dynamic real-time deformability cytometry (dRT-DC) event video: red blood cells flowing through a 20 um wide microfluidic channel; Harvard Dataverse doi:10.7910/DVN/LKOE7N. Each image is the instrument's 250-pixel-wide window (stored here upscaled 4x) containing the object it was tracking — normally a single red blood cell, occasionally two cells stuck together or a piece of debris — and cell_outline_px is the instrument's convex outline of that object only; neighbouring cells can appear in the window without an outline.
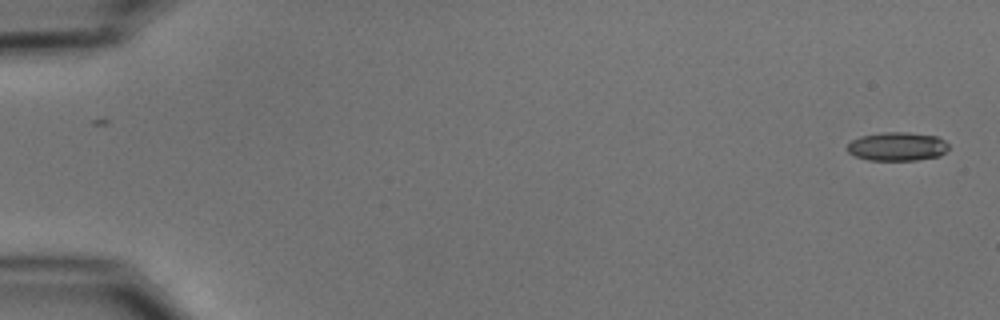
{"species": "common noctule bat (a hibernating species)", "species_latin": "Nyctalus noctula", "temperature_condition": "cold", "stored_images_in_passage": 54, "camera_frame_rate_fps": 3000, "um_per_image_px": 0.085, "animal": {"sex": "male", "body_mass_g": 15.6}, "frame": {"image": 1, "passage_image": 1, "time_ms": 0.0, "image_size_px": [1000, 320], "cell_outline_px": [[948, 148], [940, 156], [916, 160], [868, 160], [856, 156], [848, 152], [848, 144], [852, 140], [860, 136], [884, 132], [908, 132], [936, 136], [944, 140], [948, 144]], "centroid_in_image_um": [76.27, 12.45], "position_along_channel_um": 8.7, "area_um2": 16.88}}
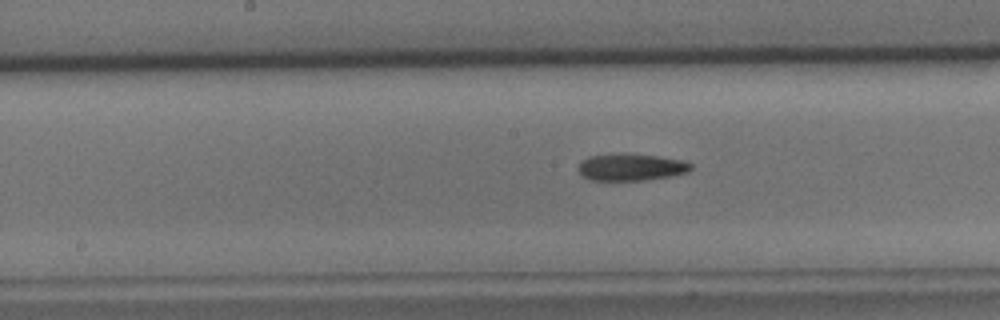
{"frame": {"image": 2, "passage_image": 28, "time_ms": 9.0, "image_size_px": [1000, 320], "cell_outline_px": [[692, 168], [688, 172], [672, 176], [644, 180], [592, 180], [580, 176], [576, 168], [588, 156], [620, 152], [656, 156], [684, 160], [692, 164]], "centroid_in_image_um": [53.62, 14.2], "position_along_channel_um": 194.6, "area_um2": 18.03}}
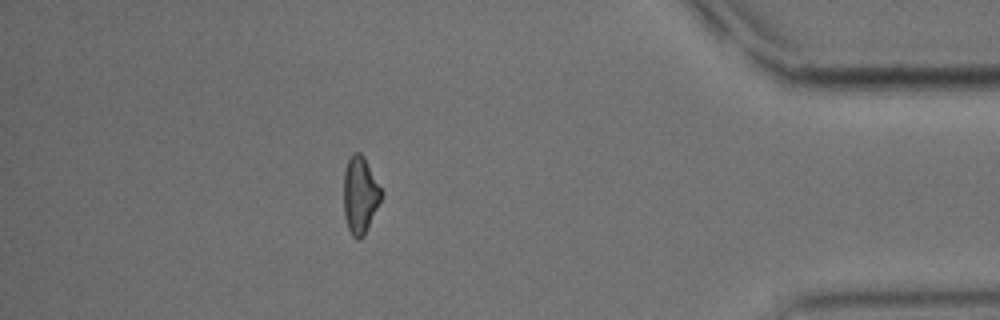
{"frame": {"image": 3, "passage_image": 48, "time_ms": 15.667, "image_size_px": [1000, 320], "cell_outline_px": [[384, 192], [364, 236], [360, 240], [356, 240], [352, 236], [348, 228], [344, 216], [344, 172], [348, 160], [352, 152], [360, 152], [364, 156]], "centroid_in_image_um": [30.61, 16.57], "position_along_channel_um": 404.6, "area_um2": 17.05}, "authors_computed_cell_mechanics": {"area_um2": 17.5423, "velocity_mm_per_s": 3.7225, "shape_relaxation_time_tau1_ms": 6.9469, "shape_relaxation_time_tau2_ms": 7.9632, "deformation_change_tau1": 0.1721, "deformation_change_tau2": 0.1948}}